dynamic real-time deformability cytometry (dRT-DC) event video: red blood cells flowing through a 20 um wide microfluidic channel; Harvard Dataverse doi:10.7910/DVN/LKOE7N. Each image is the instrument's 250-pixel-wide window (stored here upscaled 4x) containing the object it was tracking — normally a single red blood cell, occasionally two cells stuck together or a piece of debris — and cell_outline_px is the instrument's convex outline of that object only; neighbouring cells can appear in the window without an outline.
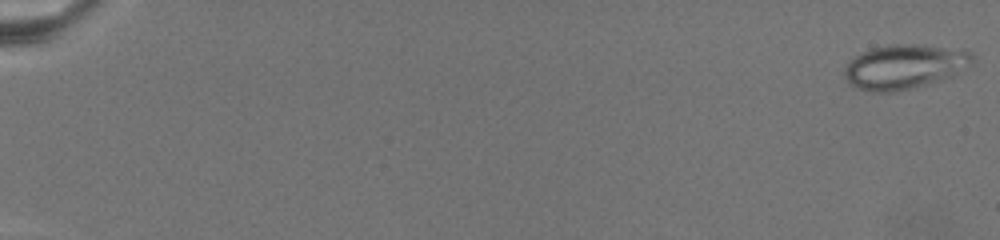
{"species": "common noctule bat (a hibernating species)", "species_latin": "Nyctalus noctula", "temperature_condition": "warm", "stored_images_in_passage": 17, "camera_frame_rate_fps": 3000, "um_per_image_px": 0.085, "animal": {"sex": "female", "body_mass_g": 19.5, "forearm_length_mm": 54.1}, "frame": {"image": 1, "passage_image": 1, "time_ms": 0.0, "image_size_px": [1000, 240], "cell_outline_px": [[976, 60], [972, 64], [948, 76], [928, 84], [912, 88], [892, 92], [872, 92], [856, 88], [848, 84], [844, 76], [844, 68], [856, 56], [872, 48], [888, 44], [916, 44], [972, 52], [976, 56]], "centroid_in_image_um": [76.84, 5.68], "position_along_channel_um": 8.2, "area_um2": 32.83}}